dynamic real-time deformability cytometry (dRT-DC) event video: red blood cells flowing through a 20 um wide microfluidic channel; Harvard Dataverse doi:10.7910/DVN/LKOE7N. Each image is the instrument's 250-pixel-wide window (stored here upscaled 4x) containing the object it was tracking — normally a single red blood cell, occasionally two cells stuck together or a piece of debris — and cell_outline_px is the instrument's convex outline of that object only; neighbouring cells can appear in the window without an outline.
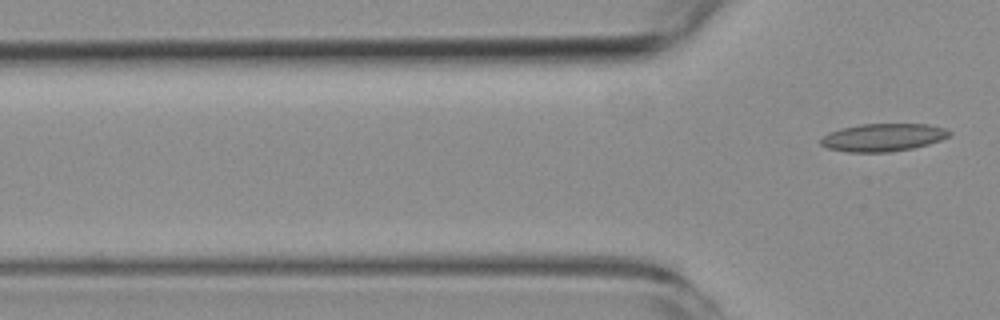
{"species": "common noctule bat (a hibernating species)", "species_latin": "Nyctalus noctula", "temperature_condition": "room temperature", "stored_images_in_passage": 4, "camera_frame_rate_fps": 3000, "um_per_image_px": 0.085, "animal": {"sex": "female", "body_mass_g": 19.3, "forearm_length_mm": 54.1}, "frame": {"image": 1, "passage_image": 4, "time_ms": 4.333, "image_size_px": [1000, 320], "cell_outline_px": [[952, 132], [948, 136], [940, 140], [928, 144], [912, 148], [888, 152], [848, 152], [828, 148], [820, 144], [820, 136], [828, 132], [840, 128], [860, 124], [928, 124], [944, 128]], "centroid_in_image_um": [75.0, 11.67], "position_along_channel_um": 50.8, "area_um2": 20.87}}